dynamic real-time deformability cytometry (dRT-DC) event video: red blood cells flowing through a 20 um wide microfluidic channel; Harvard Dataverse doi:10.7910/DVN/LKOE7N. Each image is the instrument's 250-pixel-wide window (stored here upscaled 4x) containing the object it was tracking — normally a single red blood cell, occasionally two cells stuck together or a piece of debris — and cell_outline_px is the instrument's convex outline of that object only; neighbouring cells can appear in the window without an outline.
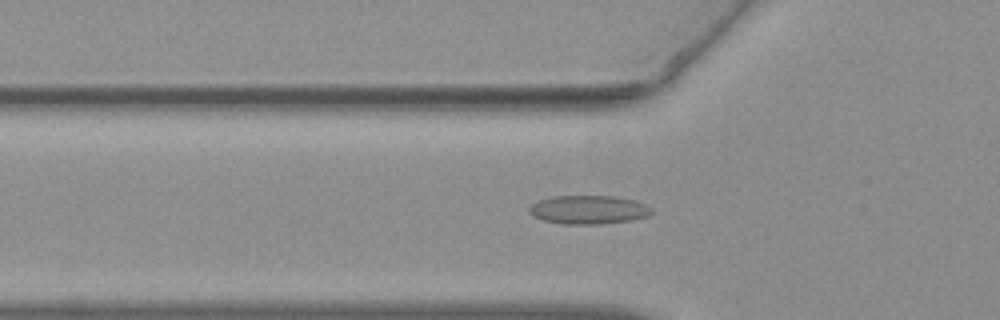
{"species": "common noctule bat (a hibernating species)", "species_latin": "Nyctalus noctula", "temperature_condition": "warm", "stored_images_in_passage": 41, "camera_frame_rate_fps": 3000, "um_per_image_px": 0.085, "animal": {"sex": "female", "body_mass_g": 19.3, "forearm_length_mm": 54.1}, "frame": {"image": 1, "passage_image": 5, "time_ms": 1.333, "image_size_px": [1000, 320], "cell_outline_px": [[652, 212], [648, 216], [628, 220], [600, 224], [564, 224], [544, 220], [532, 216], [528, 212], [528, 208], [532, 204], [540, 200], [552, 196], [616, 196], [632, 200], [644, 204], [652, 208]], "centroid_in_image_um": [49.99, 17.82], "position_along_channel_um": 75.8, "area_um2": 20.29}}
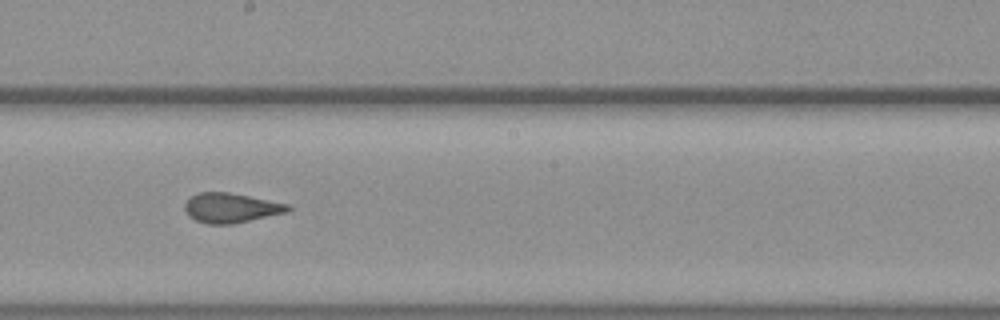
{"frame": {"image": 2, "passage_image": 17, "time_ms": 5.333, "image_size_px": [1000, 320], "cell_outline_px": [[292, 208], [288, 212], [232, 224], [204, 224], [188, 216], [184, 208], [184, 204], [192, 196], [200, 192], [228, 192], [292, 204]], "centroid_in_image_um": [19.66, 17.67], "position_along_channel_um": 228.5, "area_um2": 17.98}}
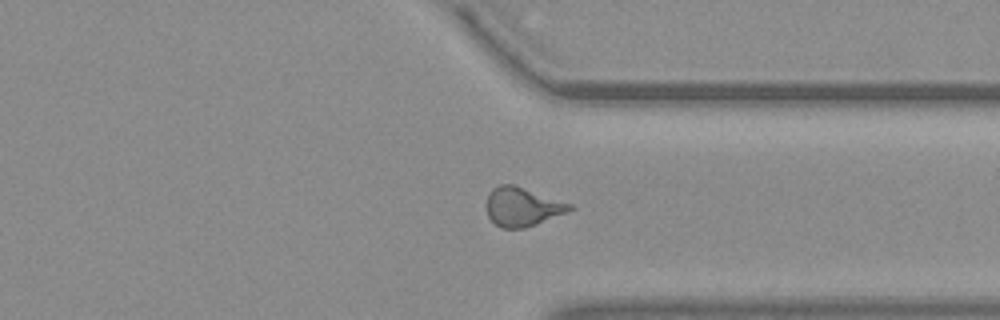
{"frame": {"image": 3, "passage_image": 28, "time_ms": 9.0, "image_size_px": [1000, 320], "cell_outline_px": [[576, 208], [568, 212], [536, 224], [524, 228], [500, 228], [488, 216], [488, 192], [492, 188], [500, 184], [512, 184], [576, 204]], "centroid_in_image_um": [44.47, 17.56], "position_along_channel_um": 366.9, "area_um2": 19.02}, "authors_computed_cell_mechanics": {"area_um2": 18.496, "velocity_mm_per_s": 3.7929, "shape_relaxation_time_tau1_ms": null, "shape_relaxation_time_tau2_ms": 1.3505, "deformation_change_tau1": null, "deformation_change_tau2": 0.0964}}